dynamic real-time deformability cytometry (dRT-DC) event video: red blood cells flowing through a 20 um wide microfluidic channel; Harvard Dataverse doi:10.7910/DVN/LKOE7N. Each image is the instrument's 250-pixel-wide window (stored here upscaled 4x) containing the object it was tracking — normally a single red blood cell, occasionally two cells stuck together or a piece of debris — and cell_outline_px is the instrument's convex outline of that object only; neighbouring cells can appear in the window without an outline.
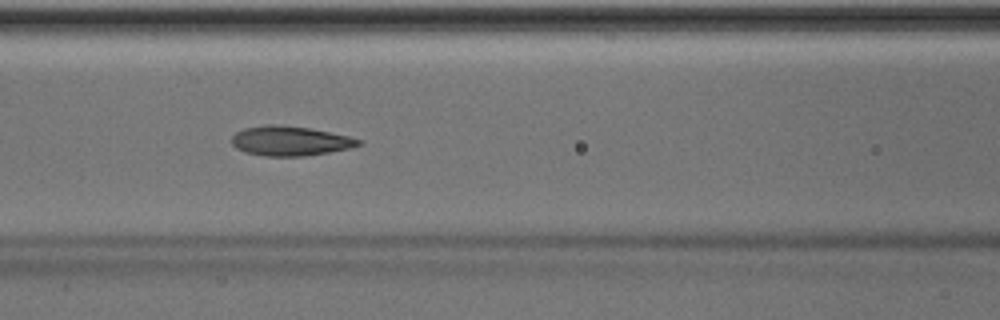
{"species": "Egyptian fruit bat (a non-hibernating species)", "species_latin": "Rousettus aegyptiacus", "temperature_condition": "room temperature", "stored_images_in_passage": 50, "camera_frame_rate_fps": 3000, "um_per_image_px": 0.085, "animal": {"sex": "male"}, "frame": {"image": 1, "passage_image": 22, "time_ms": 7.0, "image_size_px": [1000, 320], "cell_outline_px": [[364, 144], [352, 148], [304, 156], [264, 156], [244, 152], [236, 148], [232, 144], [232, 136], [236, 132], [244, 128], [268, 124], [280, 124], [308, 128], [348, 136], [360, 140]], "centroid_in_image_um": [24.64, 11.98], "position_along_channel_um": 142.0, "area_um2": 21.91}}
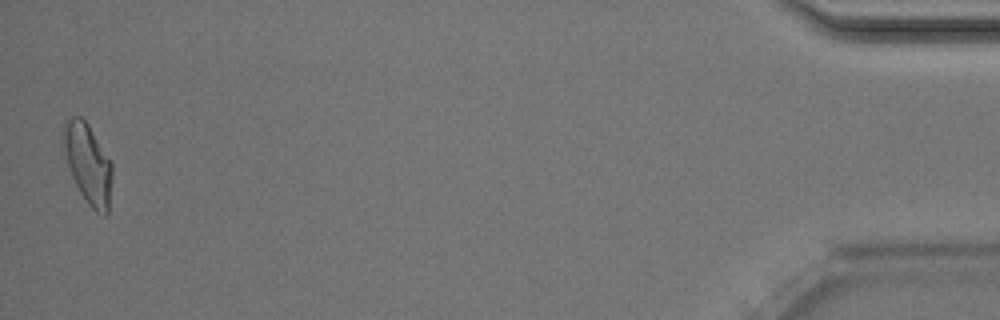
{"frame": {"image": 2, "passage_image": 50, "time_ms": 16.333, "image_size_px": [1000, 320], "cell_outline_px": [[112, 176], [108, 212], [104, 216], [96, 212], [88, 204], [80, 192], [72, 176], [60, 148], [60, 136], [64, 124], [72, 116], [80, 116], [88, 124], [112, 160]], "centroid_in_image_um": [7.44, 13.87], "position_along_channel_um": 427.8, "area_um2": 23.35}, "authors_computed_cell_mechanics": {"area_um2": 21.8773, "velocity_mm_per_s": 4.0375, "shape_relaxation_time_tau1_ms": 3.7408, "shape_relaxation_time_tau2_ms": 1.5439, "deformation_change_tau1": 0.1473, "deformation_change_tau2": 0.0897}}